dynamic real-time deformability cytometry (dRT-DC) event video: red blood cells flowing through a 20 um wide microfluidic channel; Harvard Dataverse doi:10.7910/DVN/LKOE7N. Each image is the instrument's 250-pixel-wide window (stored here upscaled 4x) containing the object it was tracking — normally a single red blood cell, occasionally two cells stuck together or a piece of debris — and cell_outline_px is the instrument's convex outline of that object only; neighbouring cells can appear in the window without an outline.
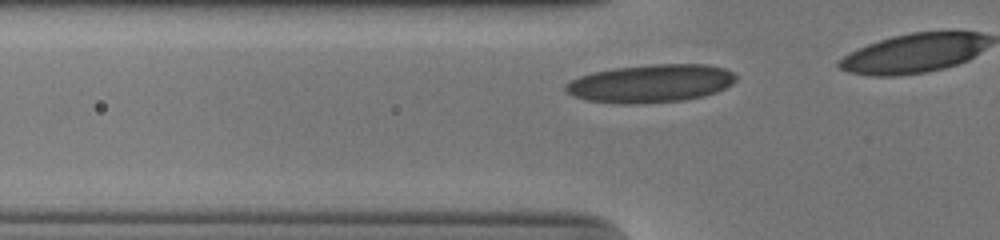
{"species": "human", "species_latin": "Homo sapiens", "temperature_condition": "cold", "stored_images_in_passage": 9, "camera_frame_rate_fps": 3000, "um_per_image_px": 0.085, "donor": {"sex": "male"}, "frame": {"image": 1, "passage_image": 3, "time_ms": 0.667, "image_size_px": [1000, 240], "cell_outline_px": [[736, 80], [732, 84], [716, 92], [704, 96], [684, 100], [640, 104], [628, 104], [588, 100], [576, 96], [568, 92], [564, 88], [564, 84], [580, 76], [596, 72], [616, 68], [656, 64], [708, 64], [724, 68], [732, 72], [736, 76]], "centroid_in_image_um": [55.36, 7.09], "position_along_channel_um": 70.4, "area_um2": 37.45}}
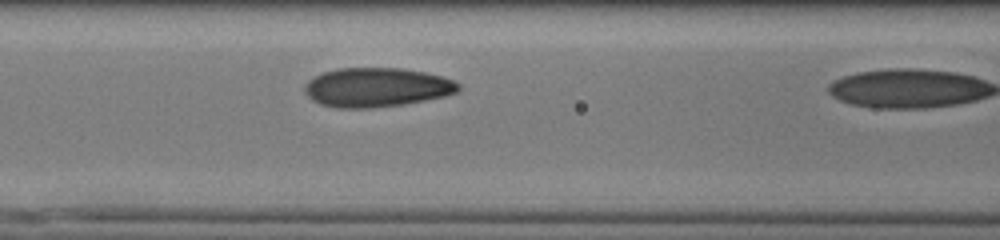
{"frame": {"image": 2, "passage_image": 8, "time_ms": 2.333, "image_size_px": [1000, 240], "cell_outline_px": [[460, 88], [456, 92], [444, 96], [404, 104], [372, 108], [336, 108], [320, 104], [312, 100], [304, 92], [304, 84], [308, 80], [324, 72], [336, 68], [400, 68], [424, 72], [440, 76], [452, 80], [460, 84]], "centroid_in_image_um": [31.97, 7.43], "position_along_channel_um": 134.6, "area_um2": 35.08}}